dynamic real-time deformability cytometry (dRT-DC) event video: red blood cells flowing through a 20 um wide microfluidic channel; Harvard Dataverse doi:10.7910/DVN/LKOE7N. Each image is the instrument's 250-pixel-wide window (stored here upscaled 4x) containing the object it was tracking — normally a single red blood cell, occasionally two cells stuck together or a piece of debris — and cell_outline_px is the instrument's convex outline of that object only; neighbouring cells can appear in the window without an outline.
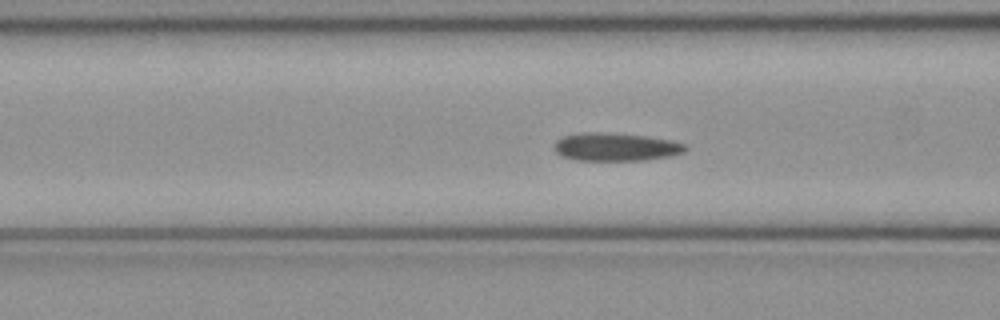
{"species": "common noctule bat (a hibernating species)", "species_latin": "Nyctalus noctula", "temperature_condition": "cold", "stored_images_in_passage": 46, "camera_frame_rate_fps": 3000, "um_per_image_px": 0.085, "animal": {"sex": "female", "body_mass_g": 21.9}, "frame": {"image": 1, "passage_image": 15, "time_ms": 4.667, "image_size_px": [1000, 320], "cell_outline_px": [[688, 148], [684, 152], [672, 156], [644, 160], [576, 160], [560, 156], [552, 148], [552, 144], [556, 140], [564, 136], [580, 132], [600, 132], [648, 136], [672, 140], [684, 144]], "centroid_in_image_um": [52.3, 12.49], "position_along_channel_um": 114.3, "area_um2": 21.73}}
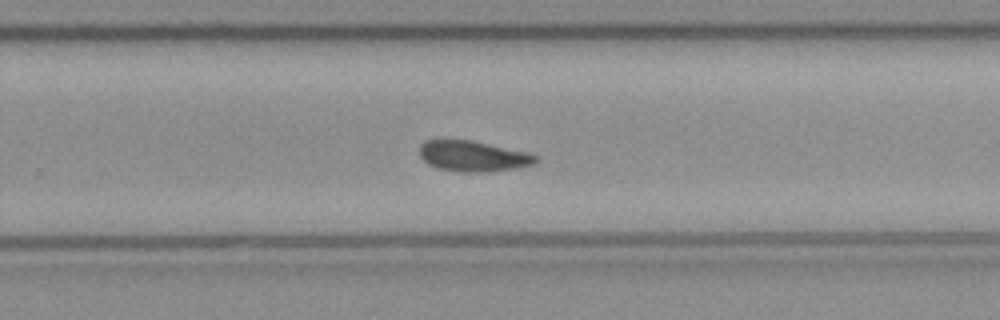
{"frame": {"image": 2, "passage_image": 28, "time_ms": 9.0, "image_size_px": [1000, 320], "cell_outline_px": [[540, 160], [536, 164], [516, 168], [484, 172], [460, 172], [440, 168], [428, 164], [420, 156], [420, 144], [424, 140], [444, 136], [472, 140], [528, 152], [536, 156]], "centroid_in_image_um": [40.17, 13.22], "position_along_channel_um": 289.6, "area_um2": 21.5}}
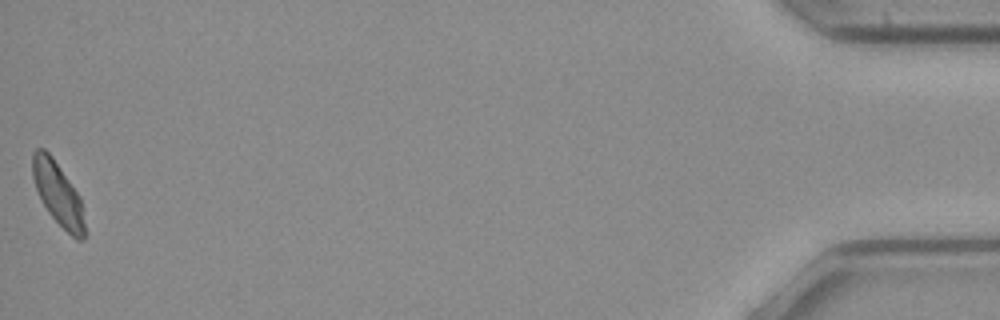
{"frame": {"image": 3, "passage_image": 46, "time_ms": 15.0, "image_size_px": [1000, 320], "cell_outline_px": [[84, 240], [76, 240], [48, 212], [36, 188], [32, 176], [32, 152], [36, 148], [44, 148], [52, 156], [80, 196], [84, 224]], "centroid_in_image_um": [4.91, 16.43], "position_along_channel_um": 430.3, "area_um2": 18.84}, "authors_computed_cell_mechanics": {"area_um2": 20.8947, "velocity_mm_per_s": 4.0596, "shape_relaxation_time_tau1_ms": null, "shape_relaxation_time_tau2_ms": 7.127, "deformation_change_tau1": null, "deformation_change_tau2": 0.1162}}